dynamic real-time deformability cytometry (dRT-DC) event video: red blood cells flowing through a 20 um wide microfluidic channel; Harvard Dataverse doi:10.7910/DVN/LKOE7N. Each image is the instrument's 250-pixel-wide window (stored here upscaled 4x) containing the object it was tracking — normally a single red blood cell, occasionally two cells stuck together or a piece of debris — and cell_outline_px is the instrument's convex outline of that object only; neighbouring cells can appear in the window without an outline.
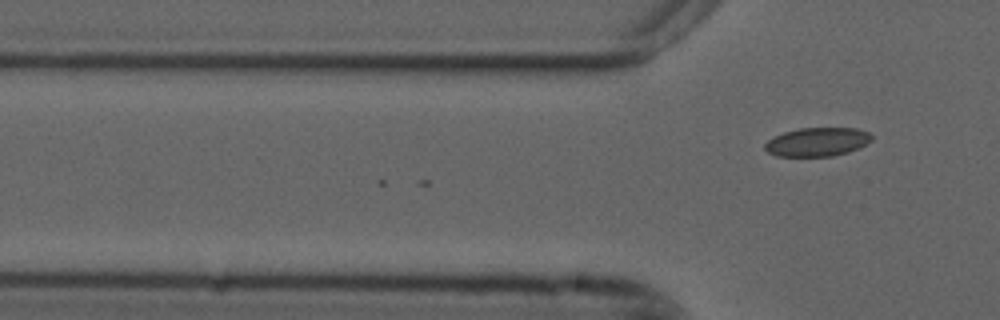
{"species": "common noctule bat (a hibernating species)", "species_latin": "Nyctalus noctula", "temperature_condition": "cold", "stored_images_in_passage": 3, "camera_frame_rate_fps": 3000, "um_per_image_px": 0.085, "animal": {"sex": "male", "forearm_length_mm": 52.5}, "frame": {"image": 1, "passage_image": 3, "time_ms": 0.667, "image_size_px": [1000, 320], "cell_outline_px": [[872, 140], [860, 148], [848, 152], [832, 156], [776, 156], [768, 152], [764, 148], [764, 144], [772, 136], [784, 132], [800, 128], [856, 128], [868, 132], [872, 136]], "centroid_in_image_um": [69.46, 12.06], "position_along_channel_um": 56.3, "area_um2": 17.98}}